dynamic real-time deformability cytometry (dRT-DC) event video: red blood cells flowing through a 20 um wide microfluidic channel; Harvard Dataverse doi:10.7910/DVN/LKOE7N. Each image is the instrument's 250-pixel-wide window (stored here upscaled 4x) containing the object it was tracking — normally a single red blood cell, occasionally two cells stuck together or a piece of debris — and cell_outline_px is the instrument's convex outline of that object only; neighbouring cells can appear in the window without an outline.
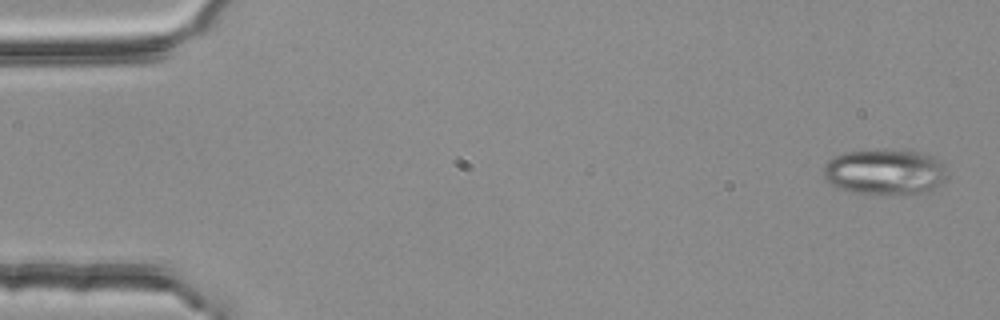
{"species": "common noctule bat (a hibernating species)", "species_latin": "Nyctalus noctula", "temperature_condition": "room temperature", "stored_images_in_passage": 5, "camera_frame_rate_fps": 3000, "um_per_image_px": 0.085, "animal": {"sex": "female", "body_mass_g": 25.1}, "frame": {"image": 1, "passage_image": 1, "time_ms": 0.0, "image_size_px": [1000, 320], "cell_outline_px": [[948, 176], [940, 184], [916, 196], [904, 196], [852, 192], [840, 188], [832, 184], [824, 176], [824, 164], [828, 160], [844, 152], [904, 148], [920, 152], [944, 160]], "centroid_in_image_um": [75.3, 14.61], "position_along_channel_um": 9.7, "area_um2": 33.87}}